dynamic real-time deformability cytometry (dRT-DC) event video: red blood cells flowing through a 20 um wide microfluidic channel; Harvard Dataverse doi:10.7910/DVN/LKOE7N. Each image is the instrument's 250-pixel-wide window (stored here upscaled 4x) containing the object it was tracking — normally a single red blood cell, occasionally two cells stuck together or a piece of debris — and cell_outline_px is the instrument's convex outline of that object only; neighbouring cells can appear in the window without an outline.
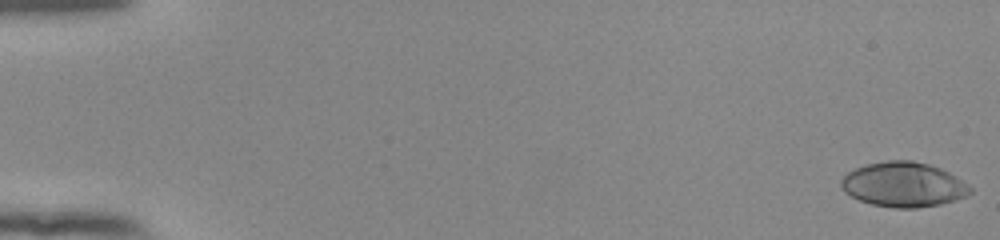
{"species": "human", "species_latin": "Homo sapiens", "temperature_condition": "room temperature", "stored_images_in_passage": 54, "camera_frame_rate_fps": 3000, "um_per_image_px": 0.085, "donor": {"sex": "female"}, "frame": {"image": 1, "passage_image": 1, "time_ms": 0.0, "image_size_px": [1000, 240], "cell_outline_px": [[972, 192], [968, 196], [956, 200], [940, 204], [916, 208], [896, 208], [872, 204], [860, 200], [844, 192], [840, 188], [840, 180], [848, 172], [856, 168], [868, 164], [888, 160], [912, 160], [928, 164], [940, 168], [956, 176], [968, 184], [972, 188]], "centroid_in_image_um": [76.82, 15.69], "position_along_channel_um": 8.2, "area_um2": 33.76}}
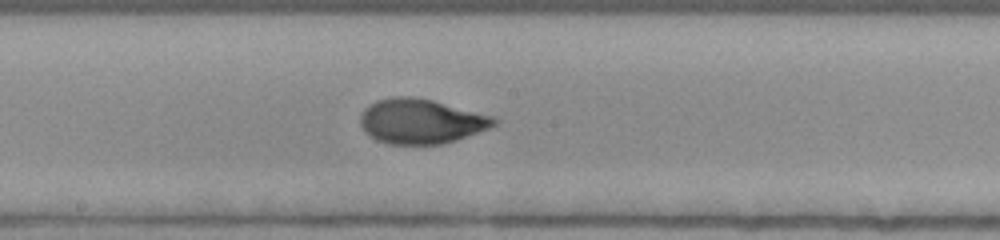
{"frame": {"image": 2, "passage_image": 31, "time_ms": 10.0, "image_size_px": [1000, 240], "cell_outline_px": [[500, 120], [496, 124], [488, 128], [456, 140], [444, 144], [388, 144], [376, 140], [364, 132], [360, 124], [360, 116], [364, 108], [368, 104], [376, 100], [392, 96], [412, 96], [432, 100], [492, 116]], "centroid_in_image_um": [35.73, 10.3], "position_along_channel_um": 212.5, "area_um2": 34.97}}
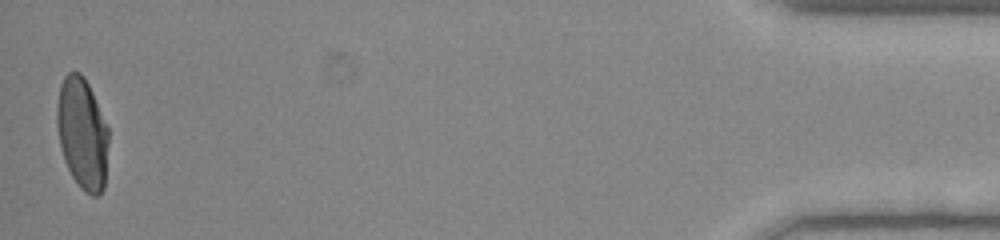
{"frame": {"image": 3, "passage_image": 54, "time_ms": 17.667, "image_size_px": [1000, 240], "cell_outline_px": [[108, 144], [104, 188], [96, 196], [92, 196], [84, 192], [80, 188], [72, 176], [64, 160], [60, 144], [56, 124], [56, 108], [60, 84], [64, 76], [68, 72], [80, 72], [84, 76], [92, 92], [108, 128]], "centroid_in_image_um": [6.98, 11.34], "position_along_channel_um": 428.2, "area_um2": 33.58}, "authors_computed_cell_mechanics": {"area_um2": 33.5818, "velocity_mm_per_s": 3.9123, "shape_relaxation_time_tau1_ms": 4.5753, "shape_relaxation_time_tau2_ms": null, "deformation_change_tau1": 0.2156, "deformation_change_tau2": null}}